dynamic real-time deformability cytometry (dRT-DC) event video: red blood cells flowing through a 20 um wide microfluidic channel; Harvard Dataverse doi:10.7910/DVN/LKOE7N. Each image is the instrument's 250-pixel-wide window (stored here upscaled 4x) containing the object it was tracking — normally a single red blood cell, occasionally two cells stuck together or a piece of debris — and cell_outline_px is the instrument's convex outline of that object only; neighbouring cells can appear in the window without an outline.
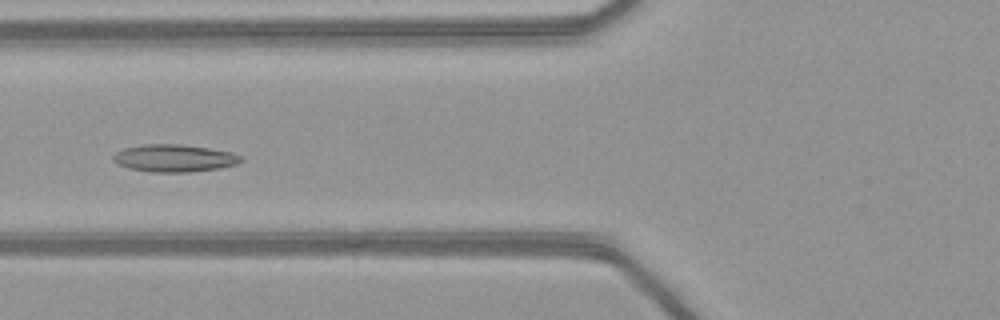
{"species": "common noctule bat (a hibernating species)", "species_latin": "Nyctalus noctula", "temperature_condition": "warm", "stored_images_in_passage": 50, "camera_frame_rate_fps": 3000, "um_per_image_px": 0.085, "animal": {"sex": "female", "body_mass_g": 21.9}, "frame": {"image": 1, "passage_image": 19, "time_ms": 6.0, "image_size_px": [1000, 320], "cell_outline_px": [[244, 160], [236, 164], [220, 168], [188, 172], [152, 172], [128, 168], [112, 160], [112, 156], [116, 152], [124, 148], [144, 144], [180, 144], [208, 148], [232, 152], [244, 156]], "centroid_in_image_um": [14.84, 13.44], "position_along_channel_um": 111.0, "area_um2": 20.46}}
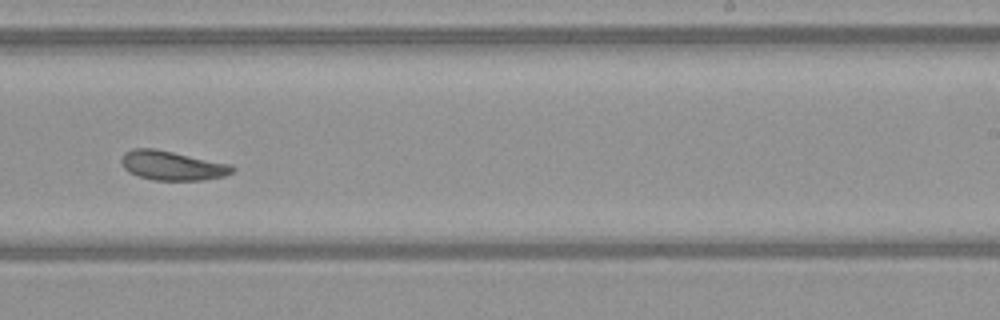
{"frame": {"image": 2, "passage_image": 31, "time_ms": 10.0, "image_size_px": [1000, 320], "cell_outline_px": [[236, 168], [232, 172], [224, 176], [204, 180], [152, 180], [128, 172], [124, 168], [120, 160], [124, 152], [132, 148], [156, 148], [232, 164]], "centroid_in_image_um": [14.64, 14.06], "position_along_channel_um": 274.4, "area_um2": 19.19}}
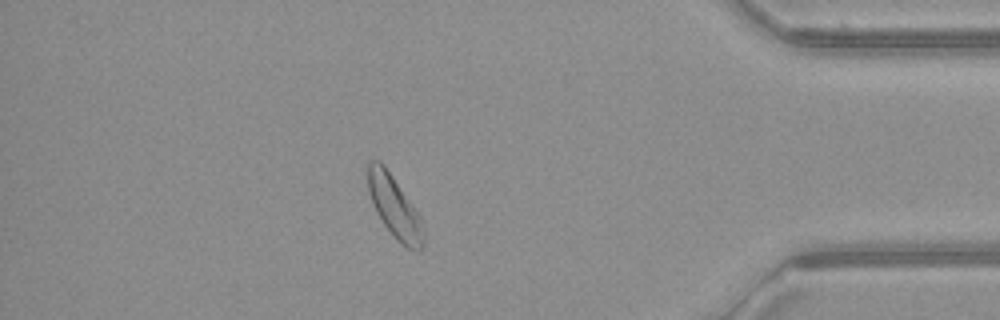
{"frame": {"image": 3, "passage_image": 43, "time_ms": 14.0, "image_size_px": [1000, 320], "cell_outline_px": [[424, 248], [420, 252], [408, 248], [400, 244], [384, 224], [376, 212], [372, 204], [368, 192], [368, 160], [380, 160], [384, 164], [416, 208], [420, 216], [424, 232]], "centroid_in_image_um": [33.55, 17.6], "position_along_channel_um": 401.7, "area_um2": 20.35}, "authors_computed_cell_mechanics": {"area_um2": 20.4901, "velocity_mm_per_s": 4.082, "shape_relaxation_time_tau1_ms": null, "shape_relaxation_time_tau2_ms": 5.7389, "deformation_change_tau1": null, "deformation_change_tau2": 0.1329}}